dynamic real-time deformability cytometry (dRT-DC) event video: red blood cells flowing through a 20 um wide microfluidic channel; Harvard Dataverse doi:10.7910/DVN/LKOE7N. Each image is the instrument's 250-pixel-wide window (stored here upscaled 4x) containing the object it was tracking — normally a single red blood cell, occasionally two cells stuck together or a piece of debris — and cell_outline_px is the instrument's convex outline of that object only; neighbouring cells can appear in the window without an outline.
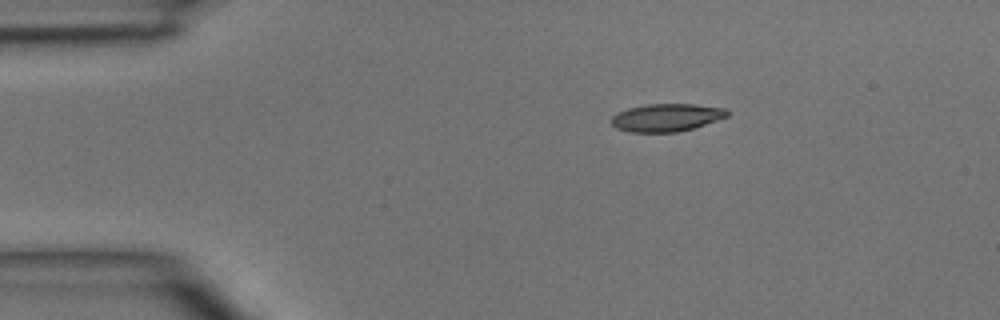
{"species": "common noctule bat (a hibernating species)", "species_latin": "Nyctalus noctula", "temperature_condition": "room temperature", "stored_images_in_passage": 3, "camera_frame_rate_fps": 3000, "um_per_image_px": 0.085, "animal": {"sex": "male", "body_mass_g": 15.6}, "frame": {"image": 1, "passage_image": 1, "time_ms": 0.0, "image_size_px": [1000, 320], "cell_outline_px": [[728, 116], [692, 128], [676, 132], [628, 132], [616, 128], [608, 120], [616, 112], [628, 108], [648, 104], [692, 104], [728, 108]], "centroid_in_image_um": [56.6, 9.98], "position_along_channel_um": 28.4, "area_um2": 18.79}}
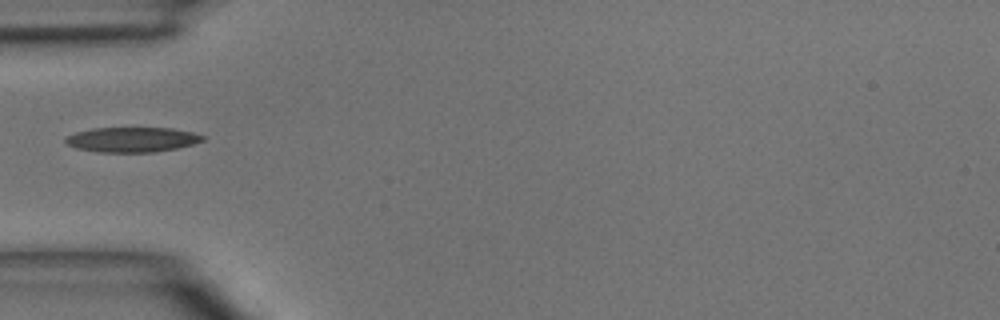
{"frame": {"image": 2, "passage_image": 3, "time_ms": 2.333, "image_size_px": [1000, 320], "cell_outline_px": [[204, 140], [192, 144], [176, 148], [156, 152], [96, 152], [76, 148], [68, 144], [64, 140], [68, 136], [76, 132], [92, 128], [172, 128], [192, 132], [204, 136]], "centroid_in_image_um": [11.22, 11.86], "position_along_channel_um": 73.8, "area_um2": 19.83}}